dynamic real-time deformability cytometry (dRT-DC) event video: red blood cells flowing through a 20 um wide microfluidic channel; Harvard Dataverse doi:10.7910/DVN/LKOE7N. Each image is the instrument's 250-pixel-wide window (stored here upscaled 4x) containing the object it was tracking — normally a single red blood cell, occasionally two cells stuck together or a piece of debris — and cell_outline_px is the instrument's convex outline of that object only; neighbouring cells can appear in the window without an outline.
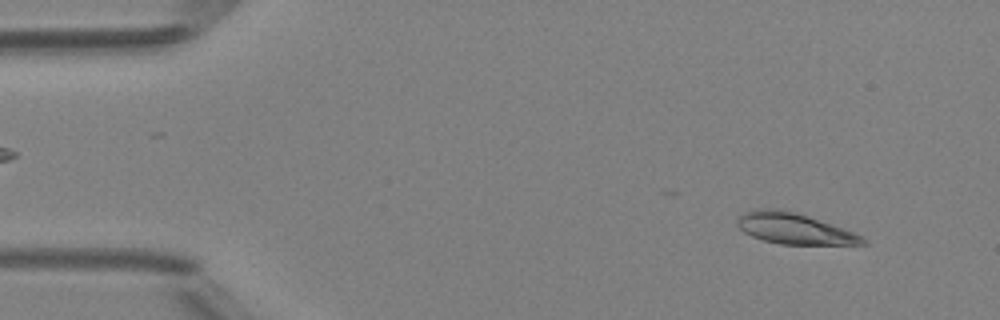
{"species": "Egyptian fruit bat (a non-hibernating species)", "species_latin": "Rousettus aegyptiacus", "temperature_condition": "room temperature", "stored_images_in_passage": 42, "camera_frame_rate_fps": 3000, "um_per_image_px": 0.085, "animal": {"sex": "female"}, "frame": {"image": 1, "passage_image": 2, "time_ms": 0.333, "image_size_px": [1000, 320], "cell_outline_px": [[868, 244], [780, 244], [764, 240], [752, 236], [744, 232], [736, 224], [736, 220], [740, 216], [756, 208], [776, 208], [796, 212], [808, 216], [852, 232], [868, 240]], "centroid_in_image_um": [67.47, 19.42], "position_along_channel_um": 17.5, "area_um2": 22.2}}
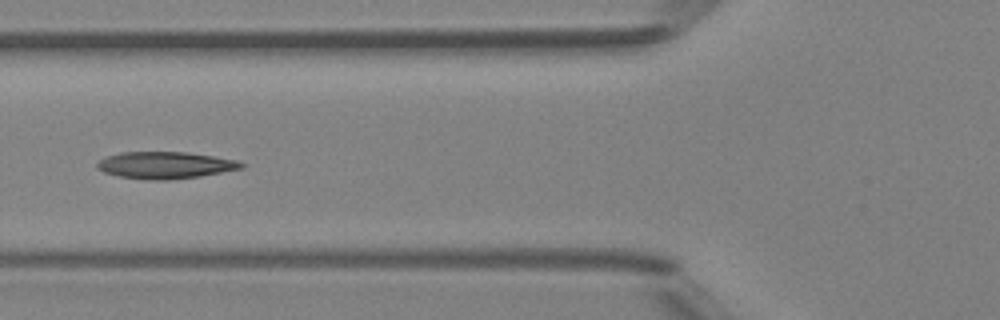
{"frame": {"image": 2, "passage_image": 16, "time_ms": 5.0, "image_size_px": [1000, 320], "cell_outline_px": [[244, 168], [200, 176], [168, 180], [148, 180], [120, 176], [104, 172], [96, 168], [96, 164], [100, 160], [108, 156], [120, 152], [188, 152], [236, 160], [244, 164]], "centroid_in_image_um": [14.04, 14.04], "position_along_channel_um": 111.8, "area_um2": 22.48}}
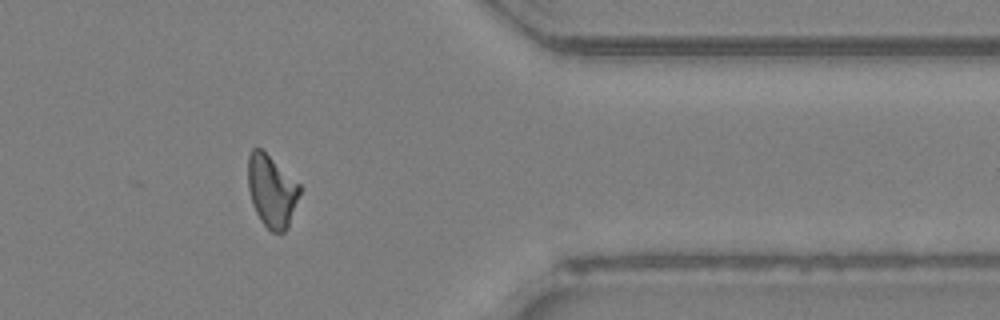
{"frame": {"image": 3, "passage_image": 37, "time_ms": 12.0, "image_size_px": [1000, 320], "cell_outline_px": [[300, 192], [288, 228], [284, 232], [272, 232], [260, 220], [252, 204], [248, 188], [248, 156], [252, 148], [260, 148], [300, 184]], "centroid_in_image_um": [23.08, 16.24], "position_along_channel_um": 388.3, "area_um2": 21.56}, "authors_computed_cell_mechanics": {"area_um2": 22.0218, "velocity_mm_per_s": 4.2079, "shape_relaxation_time_tau1_ms": 3.6093, "shape_relaxation_time_tau2_ms": 3.4737, "deformation_change_tau1": 0.1432, "deformation_change_tau2": 0.1145}}